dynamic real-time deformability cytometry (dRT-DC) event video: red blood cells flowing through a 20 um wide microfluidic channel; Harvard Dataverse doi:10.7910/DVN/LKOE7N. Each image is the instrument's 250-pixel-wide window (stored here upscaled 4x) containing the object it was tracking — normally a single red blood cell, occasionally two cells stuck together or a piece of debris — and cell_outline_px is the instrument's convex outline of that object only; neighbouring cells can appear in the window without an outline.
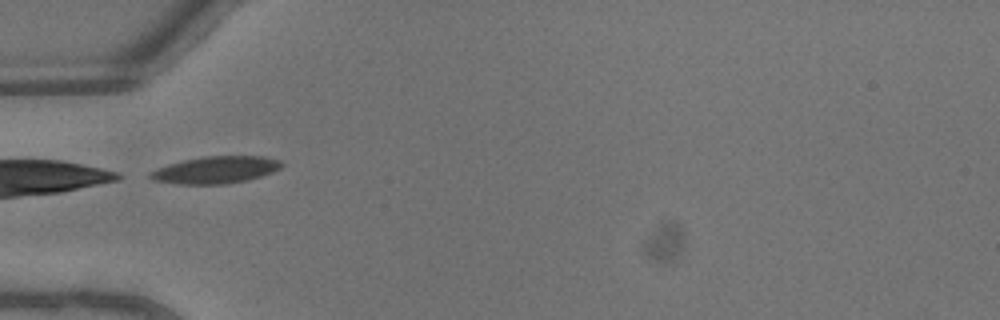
{"species": "common noctule bat (a hibernating species)", "species_latin": "Nyctalus noctula", "temperature_condition": "warm", "stored_images_in_passage": 31, "camera_frame_rate_fps": 3000, "um_per_image_px": 0.085, "animal": {"sex": "male", "body_mass_g": 13.3}, "frame": {"image": 1, "passage_image": 1, "time_ms": 0.0, "image_size_px": [1000, 320], "cell_outline_px": [[284, 164], [280, 168], [272, 172], [248, 180], [224, 184], [176, 184], [152, 180], [148, 176], [148, 172], [168, 164], [184, 160], [204, 156], [264, 156], [280, 160]], "centroid_in_image_um": [18.31, 14.44], "position_along_channel_um": 66.7, "area_um2": 20.81}}
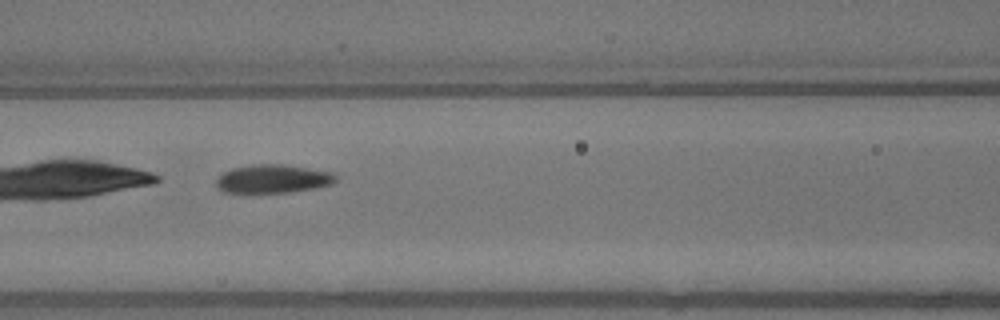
{"frame": {"image": 2, "passage_image": 6, "time_ms": 1.667, "image_size_px": [1000, 320], "cell_outline_px": [[336, 180], [332, 184], [316, 188], [288, 192], [240, 196], [224, 192], [216, 184], [216, 180], [224, 172], [232, 168], [252, 164], [280, 164], [332, 172], [336, 176]], "centroid_in_image_um": [23.12, 15.25], "position_along_channel_um": 143.5, "area_um2": 20.46}}
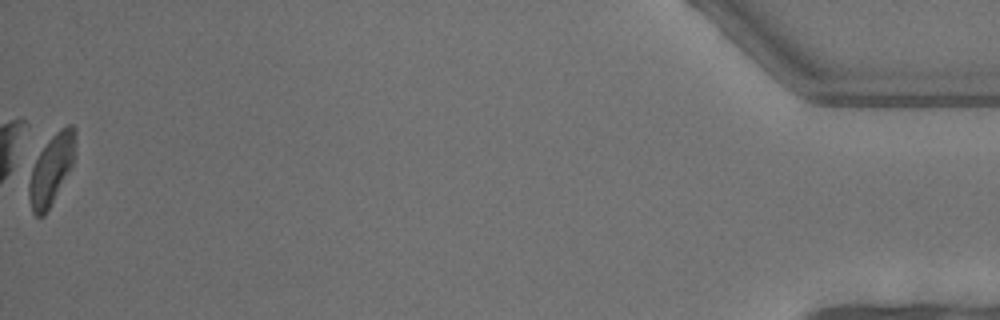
{"frame": {"image": 3, "passage_image": 31, "time_ms": 10.0, "image_size_px": [1000, 320], "cell_outline_px": [[76, 136], [72, 164], [44, 216], [36, 216], [32, 212], [28, 196], [28, 184], [32, 168], [40, 152], [48, 140], [60, 128], [68, 124], [72, 124], [76, 128]], "centroid_in_image_um": [4.35, 14.37], "position_along_channel_um": 430.8, "area_um2": 18.44}, "authors_computed_cell_mechanics": {"area_um2": 20.2878, "velocity_mm_per_s": 4.6394, "shape_relaxation_time_tau1_ms": 2.3634, "shape_relaxation_time_tau2_ms": 0.9639, "deformation_change_tau1": 0.1034, "deformation_change_tau2": 0.0619}}